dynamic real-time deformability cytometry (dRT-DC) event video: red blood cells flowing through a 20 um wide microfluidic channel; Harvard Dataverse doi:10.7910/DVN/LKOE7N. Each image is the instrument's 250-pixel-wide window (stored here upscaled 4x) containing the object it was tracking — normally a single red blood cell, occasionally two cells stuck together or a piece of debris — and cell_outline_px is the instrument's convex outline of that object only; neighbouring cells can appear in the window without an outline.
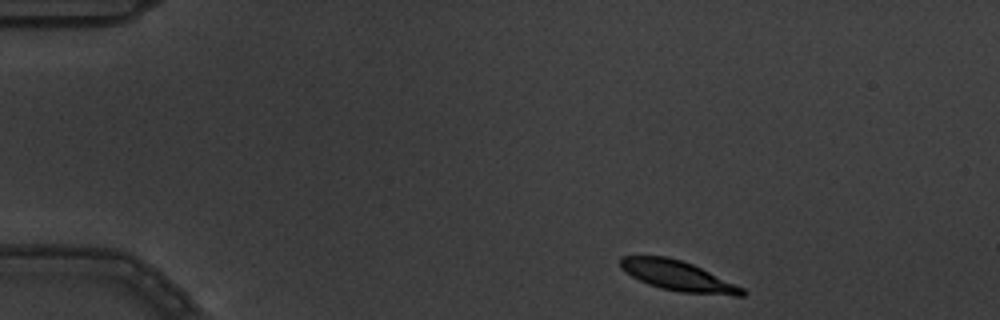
{"species": "common noctule bat (a hibernating species)", "species_latin": "Nyctalus noctula", "temperature_condition": "warm", "stored_images_in_passage": 4, "camera_frame_rate_fps": 3000, "um_per_image_px": 0.085, "animal": {"sex": "male", "body_mass_g": 19.5, "forearm_length_mm": 54.6}, "frame": {"image": 1, "passage_image": 1, "time_ms": 0.0, "image_size_px": [1000, 320], "cell_outline_px": [[748, 292], [744, 296], [736, 296], [680, 292], [660, 288], [648, 284], [624, 272], [620, 268], [620, 256], [668, 256], [692, 264], [744, 288]], "centroid_in_image_um": [57.62, 23.46], "position_along_channel_um": 27.4, "area_um2": 21.33}}
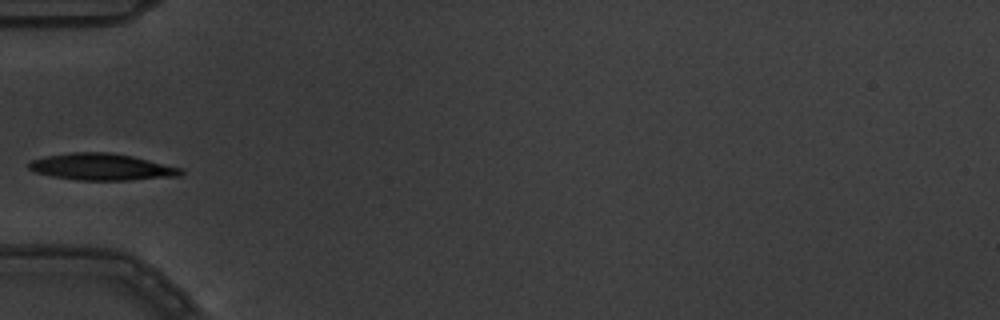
{"frame": {"image": 2, "passage_image": 4, "time_ms": 1.0, "image_size_px": [1000, 320], "cell_outline_px": [[184, 172], [180, 176], [132, 180], [80, 180], [52, 176], [36, 172], [28, 168], [28, 160], [44, 156], [72, 152], [108, 152], [132, 156], [184, 168]], "centroid_in_image_um": [8.65, 14.18], "position_along_channel_um": 76.3, "area_um2": 23.81}}